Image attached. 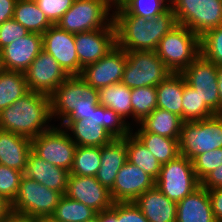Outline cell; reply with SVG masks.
Wrapping results in <instances>:
<instances>
[{"label": "cell", "mask_w": 222, "mask_h": 222, "mask_svg": "<svg viewBox=\"0 0 222 222\" xmlns=\"http://www.w3.org/2000/svg\"><path fill=\"white\" fill-rule=\"evenodd\" d=\"M116 41L125 51H156L160 40L178 24L170 7L154 18L114 16Z\"/></svg>", "instance_id": "cell-1"}, {"label": "cell", "mask_w": 222, "mask_h": 222, "mask_svg": "<svg viewBox=\"0 0 222 222\" xmlns=\"http://www.w3.org/2000/svg\"><path fill=\"white\" fill-rule=\"evenodd\" d=\"M51 98L29 91L0 112V129L33 139L50 130ZM50 125V126H49Z\"/></svg>", "instance_id": "cell-2"}, {"label": "cell", "mask_w": 222, "mask_h": 222, "mask_svg": "<svg viewBox=\"0 0 222 222\" xmlns=\"http://www.w3.org/2000/svg\"><path fill=\"white\" fill-rule=\"evenodd\" d=\"M77 146L101 147L114 138H124L131 127L114 110L99 105L88 119L63 120L59 124ZM70 132V133H69Z\"/></svg>", "instance_id": "cell-3"}, {"label": "cell", "mask_w": 222, "mask_h": 222, "mask_svg": "<svg viewBox=\"0 0 222 222\" xmlns=\"http://www.w3.org/2000/svg\"><path fill=\"white\" fill-rule=\"evenodd\" d=\"M52 119L81 120L95 112L98 90L88 85L80 76H69L50 96Z\"/></svg>", "instance_id": "cell-4"}, {"label": "cell", "mask_w": 222, "mask_h": 222, "mask_svg": "<svg viewBox=\"0 0 222 222\" xmlns=\"http://www.w3.org/2000/svg\"><path fill=\"white\" fill-rule=\"evenodd\" d=\"M156 54L171 73H182L200 54V37L177 25L159 42Z\"/></svg>", "instance_id": "cell-5"}, {"label": "cell", "mask_w": 222, "mask_h": 222, "mask_svg": "<svg viewBox=\"0 0 222 222\" xmlns=\"http://www.w3.org/2000/svg\"><path fill=\"white\" fill-rule=\"evenodd\" d=\"M222 148V114L193 122H183L179 152L191 161L201 153Z\"/></svg>", "instance_id": "cell-6"}, {"label": "cell", "mask_w": 222, "mask_h": 222, "mask_svg": "<svg viewBox=\"0 0 222 222\" xmlns=\"http://www.w3.org/2000/svg\"><path fill=\"white\" fill-rule=\"evenodd\" d=\"M113 12L107 0H75L56 25L73 34L103 29L114 23Z\"/></svg>", "instance_id": "cell-7"}, {"label": "cell", "mask_w": 222, "mask_h": 222, "mask_svg": "<svg viewBox=\"0 0 222 222\" xmlns=\"http://www.w3.org/2000/svg\"><path fill=\"white\" fill-rule=\"evenodd\" d=\"M171 8L177 24L199 37L222 25V0H175Z\"/></svg>", "instance_id": "cell-8"}, {"label": "cell", "mask_w": 222, "mask_h": 222, "mask_svg": "<svg viewBox=\"0 0 222 222\" xmlns=\"http://www.w3.org/2000/svg\"><path fill=\"white\" fill-rule=\"evenodd\" d=\"M61 196L60 192L23 176L18 193L11 203V210L34 219L51 216Z\"/></svg>", "instance_id": "cell-9"}, {"label": "cell", "mask_w": 222, "mask_h": 222, "mask_svg": "<svg viewBox=\"0 0 222 222\" xmlns=\"http://www.w3.org/2000/svg\"><path fill=\"white\" fill-rule=\"evenodd\" d=\"M126 54L121 82L128 88L156 87L171 74L155 51H126Z\"/></svg>", "instance_id": "cell-10"}, {"label": "cell", "mask_w": 222, "mask_h": 222, "mask_svg": "<svg viewBox=\"0 0 222 222\" xmlns=\"http://www.w3.org/2000/svg\"><path fill=\"white\" fill-rule=\"evenodd\" d=\"M158 189L170 200H183L200 186L193 162L183 155L161 165L158 179L155 181Z\"/></svg>", "instance_id": "cell-11"}, {"label": "cell", "mask_w": 222, "mask_h": 222, "mask_svg": "<svg viewBox=\"0 0 222 222\" xmlns=\"http://www.w3.org/2000/svg\"><path fill=\"white\" fill-rule=\"evenodd\" d=\"M31 146L37 156L70 172L77 145L62 127L54 125L31 139Z\"/></svg>", "instance_id": "cell-12"}, {"label": "cell", "mask_w": 222, "mask_h": 222, "mask_svg": "<svg viewBox=\"0 0 222 222\" xmlns=\"http://www.w3.org/2000/svg\"><path fill=\"white\" fill-rule=\"evenodd\" d=\"M181 74L205 104L215 114H219L217 65L200 54Z\"/></svg>", "instance_id": "cell-13"}, {"label": "cell", "mask_w": 222, "mask_h": 222, "mask_svg": "<svg viewBox=\"0 0 222 222\" xmlns=\"http://www.w3.org/2000/svg\"><path fill=\"white\" fill-rule=\"evenodd\" d=\"M29 91L51 96L69 77L56 59L42 50L24 72Z\"/></svg>", "instance_id": "cell-14"}, {"label": "cell", "mask_w": 222, "mask_h": 222, "mask_svg": "<svg viewBox=\"0 0 222 222\" xmlns=\"http://www.w3.org/2000/svg\"><path fill=\"white\" fill-rule=\"evenodd\" d=\"M126 64V51L116 45L97 62L84 67L79 76L88 85L98 90L121 82Z\"/></svg>", "instance_id": "cell-15"}, {"label": "cell", "mask_w": 222, "mask_h": 222, "mask_svg": "<svg viewBox=\"0 0 222 222\" xmlns=\"http://www.w3.org/2000/svg\"><path fill=\"white\" fill-rule=\"evenodd\" d=\"M43 50L51 54L68 76H79L82 67L79 64L75 48L74 34L52 25L42 34Z\"/></svg>", "instance_id": "cell-16"}, {"label": "cell", "mask_w": 222, "mask_h": 222, "mask_svg": "<svg viewBox=\"0 0 222 222\" xmlns=\"http://www.w3.org/2000/svg\"><path fill=\"white\" fill-rule=\"evenodd\" d=\"M75 48L82 68L97 62L117 45L113 23L103 29L74 34Z\"/></svg>", "instance_id": "cell-17"}, {"label": "cell", "mask_w": 222, "mask_h": 222, "mask_svg": "<svg viewBox=\"0 0 222 222\" xmlns=\"http://www.w3.org/2000/svg\"><path fill=\"white\" fill-rule=\"evenodd\" d=\"M155 186V180L136 165L126 161L118 171L109 190L113 202H134L141 194Z\"/></svg>", "instance_id": "cell-18"}, {"label": "cell", "mask_w": 222, "mask_h": 222, "mask_svg": "<svg viewBox=\"0 0 222 222\" xmlns=\"http://www.w3.org/2000/svg\"><path fill=\"white\" fill-rule=\"evenodd\" d=\"M65 195L92 208L97 213L110 209V191L96 177L69 175Z\"/></svg>", "instance_id": "cell-19"}, {"label": "cell", "mask_w": 222, "mask_h": 222, "mask_svg": "<svg viewBox=\"0 0 222 222\" xmlns=\"http://www.w3.org/2000/svg\"><path fill=\"white\" fill-rule=\"evenodd\" d=\"M42 50V35L29 32L0 50L4 70L24 73Z\"/></svg>", "instance_id": "cell-20"}, {"label": "cell", "mask_w": 222, "mask_h": 222, "mask_svg": "<svg viewBox=\"0 0 222 222\" xmlns=\"http://www.w3.org/2000/svg\"><path fill=\"white\" fill-rule=\"evenodd\" d=\"M70 172L43 160L33 151L30 152L23 176L33 179L49 189L65 195Z\"/></svg>", "instance_id": "cell-21"}, {"label": "cell", "mask_w": 222, "mask_h": 222, "mask_svg": "<svg viewBox=\"0 0 222 222\" xmlns=\"http://www.w3.org/2000/svg\"><path fill=\"white\" fill-rule=\"evenodd\" d=\"M101 164L96 179L110 190L115 182L118 171L127 161V136L114 138L108 144L101 146Z\"/></svg>", "instance_id": "cell-22"}, {"label": "cell", "mask_w": 222, "mask_h": 222, "mask_svg": "<svg viewBox=\"0 0 222 222\" xmlns=\"http://www.w3.org/2000/svg\"><path fill=\"white\" fill-rule=\"evenodd\" d=\"M134 203L148 222H176L177 202L165 196L156 185L141 194Z\"/></svg>", "instance_id": "cell-23"}, {"label": "cell", "mask_w": 222, "mask_h": 222, "mask_svg": "<svg viewBox=\"0 0 222 222\" xmlns=\"http://www.w3.org/2000/svg\"><path fill=\"white\" fill-rule=\"evenodd\" d=\"M176 222H217L208 190L201 185L177 202Z\"/></svg>", "instance_id": "cell-24"}, {"label": "cell", "mask_w": 222, "mask_h": 222, "mask_svg": "<svg viewBox=\"0 0 222 222\" xmlns=\"http://www.w3.org/2000/svg\"><path fill=\"white\" fill-rule=\"evenodd\" d=\"M31 151L30 138L0 129V164L23 172Z\"/></svg>", "instance_id": "cell-25"}, {"label": "cell", "mask_w": 222, "mask_h": 222, "mask_svg": "<svg viewBox=\"0 0 222 222\" xmlns=\"http://www.w3.org/2000/svg\"><path fill=\"white\" fill-rule=\"evenodd\" d=\"M182 124L183 121L178 115L156 108L136 125L137 127L135 125L131 127V132H151L168 138L180 139Z\"/></svg>", "instance_id": "cell-26"}, {"label": "cell", "mask_w": 222, "mask_h": 222, "mask_svg": "<svg viewBox=\"0 0 222 222\" xmlns=\"http://www.w3.org/2000/svg\"><path fill=\"white\" fill-rule=\"evenodd\" d=\"M184 77L181 73L169 74L156 86L157 108L169 111L181 117L183 121Z\"/></svg>", "instance_id": "cell-27"}, {"label": "cell", "mask_w": 222, "mask_h": 222, "mask_svg": "<svg viewBox=\"0 0 222 222\" xmlns=\"http://www.w3.org/2000/svg\"><path fill=\"white\" fill-rule=\"evenodd\" d=\"M98 103L101 106L114 110L130 126L134 123L131 88H128L122 82L98 89ZM129 117L132 118L130 123L126 119H129Z\"/></svg>", "instance_id": "cell-28"}, {"label": "cell", "mask_w": 222, "mask_h": 222, "mask_svg": "<svg viewBox=\"0 0 222 222\" xmlns=\"http://www.w3.org/2000/svg\"><path fill=\"white\" fill-rule=\"evenodd\" d=\"M13 19L29 32L41 35L53 25L34 0H17Z\"/></svg>", "instance_id": "cell-29"}, {"label": "cell", "mask_w": 222, "mask_h": 222, "mask_svg": "<svg viewBox=\"0 0 222 222\" xmlns=\"http://www.w3.org/2000/svg\"><path fill=\"white\" fill-rule=\"evenodd\" d=\"M162 165L175 159L179 152V139L160 136L151 132H132Z\"/></svg>", "instance_id": "cell-30"}, {"label": "cell", "mask_w": 222, "mask_h": 222, "mask_svg": "<svg viewBox=\"0 0 222 222\" xmlns=\"http://www.w3.org/2000/svg\"><path fill=\"white\" fill-rule=\"evenodd\" d=\"M127 161L142 169L155 181L158 179L161 164L132 132L127 136Z\"/></svg>", "instance_id": "cell-31"}, {"label": "cell", "mask_w": 222, "mask_h": 222, "mask_svg": "<svg viewBox=\"0 0 222 222\" xmlns=\"http://www.w3.org/2000/svg\"><path fill=\"white\" fill-rule=\"evenodd\" d=\"M28 92L23 72L4 70L0 74V112Z\"/></svg>", "instance_id": "cell-32"}, {"label": "cell", "mask_w": 222, "mask_h": 222, "mask_svg": "<svg viewBox=\"0 0 222 222\" xmlns=\"http://www.w3.org/2000/svg\"><path fill=\"white\" fill-rule=\"evenodd\" d=\"M51 216L61 222H87L97 216V212L79 201L62 195Z\"/></svg>", "instance_id": "cell-33"}, {"label": "cell", "mask_w": 222, "mask_h": 222, "mask_svg": "<svg viewBox=\"0 0 222 222\" xmlns=\"http://www.w3.org/2000/svg\"><path fill=\"white\" fill-rule=\"evenodd\" d=\"M101 147L77 146L70 174L95 177L101 164Z\"/></svg>", "instance_id": "cell-34"}, {"label": "cell", "mask_w": 222, "mask_h": 222, "mask_svg": "<svg viewBox=\"0 0 222 222\" xmlns=\"http://www.w3.org/2000/svg\"><path fill=\"white\" fill-rule=\"evenodd\" d=\"M167 0H129L121 8L115 10L114 16H139L154 18L167 11L171 4Z\"/></svg>", "instance_id": "cell-35"}, {"label": "cell", "mask_w": 222, "mask_h": 222, "mask_svg": "<svg viewBox=\"0 0 222 222\" xmlns=\"http://www.w3.org/2000/svg\"><path fill=\"white\" fill-rule=\"evenodd\" d=\"M133 120L138 125L157 108L156 87L146 86L131 89Z\"/></svg>", "instance_id": "cell-36"}, {"label": "cell", "mask_w": 222, "mask_h": 222, "mask_svg": "<svg viewBox=\"0 0 222 222\" xmlns=\"http://www.w3.org/2000/svg\"><path fill=\"white\" fill-rule=\"evenodd\" d=\"M182 100L183 122L199 121L215 115L197 94L196 90L186 83L185 79Z\"/></svg>", "instance_id": "cell-37"}, {"label": "cell", "mask_w": 222, "mask_h": 222, "mask_svg": "<svg viewBox=\"0 0 222 222\" xmlns=\"http://www.w3.org/2000/svg\"><path fill=\"white\" fill-rule=\"evenodd\" d=\"M201 55L214 62L217 66L222 65V25L207 31L200 37Z\"/></svg>", "instance_id": "cell-38"}, {"label": "cell", "mask_w": 222, "mask_h": 222, "mask_svg": "<svg viewBox=\"0 0 222 222\" xmlns=\"http://www.w3.org/2000/svg\"><path fill=\"white\" fill-rule=\"evenodd\" d=\"M192 162L195 175L201 182L208 174L222 165V148L201 153Z\"/></svg>", "instance_id": "cell-39"}, {"label": "cell", "mask_w": 222, "mask_h": 222, "mask_svg": "<svg viewBox=\"0 0 222 222\" xmlns=\"http://www.w3.org/2000/svg\"><path fill=\"white\" fill-rule=\"evenodd\" d=\"M23 172L0 164V196L12 203L18 193Z\"/></svg>", "instance_id": "cell-40"}, {"label": "cell", "mask_w": 222, "mask_h": 222, "mask_svg": "<svg viewBox=\"0 0 222 222\" xmlns=\"http://www.w3.org/2000/svg\"><path fill=\"white\" fill-rule=\"evenodd\" d=\"M48 20L56 25L75 0H34Z\"/></svg>", "instance_id": "cell-41"}, {"label": "cell", "mask_w": 222, "mask_h": 222, "mask_svg": "<svg viewBox=\"0 0 222 222\" xmlns=\"http://www.w3.org/2000/svg\"><path fill=\"white\" fill-rule=\"evenodd\" d=\"M28 33L29 31L13 18L5 21L0 25V50Z\"/></svg>", "instance_id": "cell-42"}, {"label": "cell", "mask_w": 222, "mask_h": 222, "mask_svg": "<svg viewBox=\"0 0 222 222\" xmlns=\"http://www.w3.org/2000/svg\"><path fill=\"white\" fill-rule=\"evenodd\" d=\"M117 222H148L134 202H117Z\"/></svg>", "instance_id": "cell-43"}, {"label": "cell", "mask_w": 222, "mask_h": 222, "mask_svg": "<svg viewBox=\"0 0 222 222\" xmlns=\"http://www.w3.org/2000/svg\"><path fill=\"white\" fill-rule=\"evenodd\" d=\"M212 211L217 222H222V188L208 190Z\"/></svg>", "instance_id": "cell-44"}, {"label": "cell", "mask_w": 222, "mask_h": 222, "mask_svg": "<svg viewBox=\"0 0 222 222\" xmlns=\"http://www.w3.org/2000/svg\"><path fill=\"white\" fill-rule=\"evenodd\" d=\"M200 185L207 190L222 188V165L208 174L201 182Z\"/></svg>", "instance_id": "cell-45"}, {"label": "cell", "mask_w": 222, "mask_h": 222, "mask_svg": "<svg viewBox=\"0 0 222 222\" xmlns=\"http://www.w3.org/2000/svg\"><path fill=\"white\" fill-rule=\"evenodd\" d=\"M17 0H0V25L12 19Z\"/></svg>", "instance_id": "cell-46"}, {"label": "cell", "mask_w": 222, "mask_h": 222, "mask_svg": "<svg viewBox=\"0 0 222 222\" xmlns=\"http://www.w3.org/2000/svg\"><path fill=\"white\" fill-rule=\"evenodd\" d=\"M100 222H117V202H113L110 209L97 213Z\"/></svg>", "instance_id": "cell-47"}, {"label": "cell", "mask_w": 222, "mask_h": 222, "mask_svg": "<svg viewBox=\"0 0 222 222\" xmlns=\"http://www.w3.org/2000/svg\"><path fill=\"white\" fill-rule=\"evenodd\" d=\"M1 222H35V219L11 211Z\"/></svg>", "instance_id": "cell-48"}, {"label": "cell", "mask_w": 222, "mask_h": 222, "mask_svg": "<svg viewBox=\"0 0 222 222\" xmlns=\"http://www.w3.org/2000/svg\"><path fill=\"white\" fill-rule=\"evenodd\" d=\"M11 203L0 196V222L11 212Z\"/></svg>", "instance_id": "cell-49"}, {"label": "cell", "mask_w": 222, "mask_h": 222, "mask_svg": "<svg viewBox=\"0 0 222 222\" xmlns=\"http://www.w3.org/2000/svg\"><path fill=\"white\" fill-rule=\"evenodd\" d=\"M219 89V114H222V65L217 66Z\"/></svg>", "instance_id": "cell-50"}, {"label": "cell", "mask_w": 222, "mask_h": 222, "mask_svg": "<svg viewBox=\"0 0 222 222\" xmlns=\"http://www.w3.org/2000/svg\"><path fill=\"white\" fill-rule=\"evenodd\" d=\"M129 0H109V6L110 8L115 11L119 8H121L125 3H127Z\"/></svg>", "instance_id": "cell-51"}, {"label": "cell", "mask_w": 222, "mask_h": 222, "mask_svg": "<svg viewBox=\"0 0 222 222\" xmlns=\"http://www.w3.org/2000/svg\"><path fill=\"white\" fill-rule=\"evenodd\" d=\"M35 222H61V221L54 219L52 216H44L36 218Z\"/></svg>", "instance_id": "cell-52"}, {"label": "cell", "mask_w": 222, "mask_h": 222, "mask_svg": "<svg viewBox=\"0 0 222 222\" xmlns=\"http://www.w3.org/2000/svg\"><path fill=\"white\" fill-rule=\"evenodd\" d=\"M4 71V67H3V62H2V57H1V53H0V74Z\"/></svg>", "instance_id": "cell-53"}, {"label": "cell", "mask_w": 222, "mask_h": 222, "mask_svg": "<svg viewBox=\"0 0 222 222\" xmlns=\"http://www.w3.org/2000/svg\"><path fill=\"white\" fill-rule=\"evenodd\" d=\"M87 222H100L99 217L95 216L93 219L87 221Z\"/></svg>", "instance_id": "cell-54"}, {"label": "cell", "mask_w": 222, "mask_h": 222, "mask_svg": "<svg viewBox=\"0 0 222 222\" xmlns=\"http://www.w3.org/2000/svg\"><path fill=\"white\" fill-rule=\"evenodd\" d=\"M175 0H167L170 4H172Z\"/></svg>", "instance_id": "cell-55"}]
</instances>
